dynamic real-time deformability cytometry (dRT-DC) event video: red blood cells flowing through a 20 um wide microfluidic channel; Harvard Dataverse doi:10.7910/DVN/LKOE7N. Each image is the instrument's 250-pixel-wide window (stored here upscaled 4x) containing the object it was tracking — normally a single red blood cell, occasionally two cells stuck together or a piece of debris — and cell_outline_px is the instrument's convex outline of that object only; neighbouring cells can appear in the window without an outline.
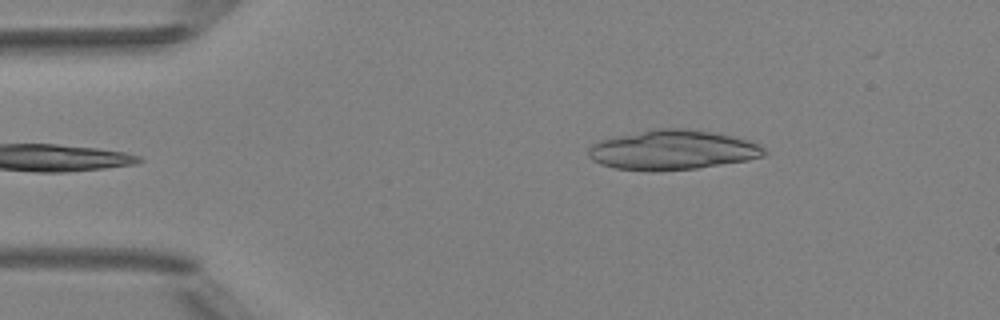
{"species": "Egyptian fruit bat (a non-hibernating species)", "species_latin": "Rousettus aegyptiacus", "temperature_condition": "room temperature", "stored_images_in_passage": 5, "camera_frame_rate_fps": 3000, "um_per_image_px": 0.085, "animal": {"sex": "female"}, "frame": {"image": 1, "passage_image": 5, "time_ms": 5.333, "image_size_px": [1000, 320], "cell_outline_px": [[768, 152], [764, 156], [748, 160], [696, 168], [616, 168], [600, 164], [592, 160], [588, 156], [588, 148], [592, 144], [600, 140], [616, 136], [652, 128], [684, 128], [712, 132], [732, 136], [748, 140], [760, 144]], "centroid_in_image_um": [57.2, 12.7], "position_along_channel_um": 27.8, "area_um2": 39.77}}